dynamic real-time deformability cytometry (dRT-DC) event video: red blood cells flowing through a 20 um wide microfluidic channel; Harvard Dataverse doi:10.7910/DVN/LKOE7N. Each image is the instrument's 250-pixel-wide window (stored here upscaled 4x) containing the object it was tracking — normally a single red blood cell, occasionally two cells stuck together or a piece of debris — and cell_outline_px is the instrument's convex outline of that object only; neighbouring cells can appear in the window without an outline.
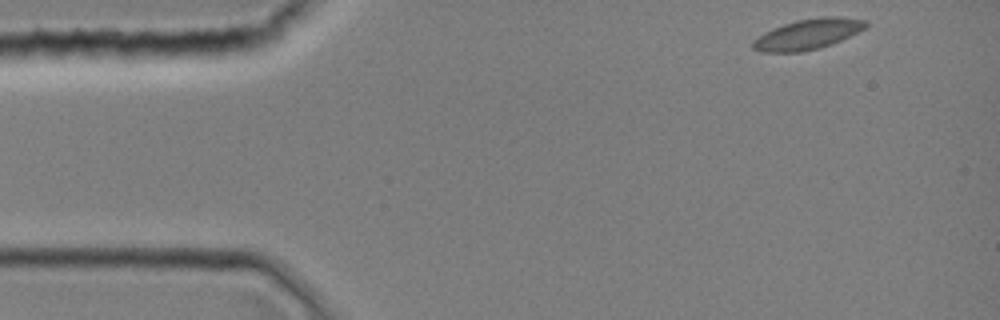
{"species": "common noctule bat (a hibernating species)", "species_latin": "Nyctalus noctula", "temperature_condition": "room temperature", "stored_images_in_passage": 8, "camera_frame_rate_fps": 3000, "um_per_image_px": 0.085, "animal": {"sex": "female", "body_mass_g": 19.0, "forearm_length_mm": 51.5}, "frame": {"image": 1, "passage_image": 1, "time_ms": 0.0, "image_size_px": [1000, 320], "cell_outline_px": [[868, 24], [864, 28], [840, 40], [820, 48], [800, 52], [760, 52], [752, 48], [752, 40], [764, 32], [784, 24], [796, 20], [824, 16], [840, 16], [868, 20]], "centroid_in_image_um": [68.64, 2.9], "position_along_channel_um": 16.4, "area_um2": 19.94}}
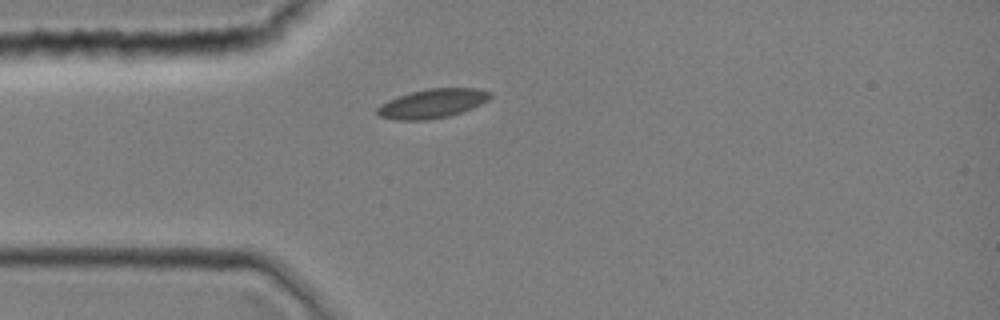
{"frame": {"image": 2, "passage_image": 8, "time_ms": 2.333, "image_size_px": [1000, 320], "cell_outline_px": [[492, 96], [488, 100], [472, 108], [448, 116], [428, 120], [396, 120], [380, 116], [376, 112], [376, 108], [380, 104], [388, 100], [412, 92], [428, 88], [476, 88], [492, 92]], "centroid_in_image_um": [36.75, 8.8], "position_along_channel_um": 48.2, "area_um2": 19.07}}